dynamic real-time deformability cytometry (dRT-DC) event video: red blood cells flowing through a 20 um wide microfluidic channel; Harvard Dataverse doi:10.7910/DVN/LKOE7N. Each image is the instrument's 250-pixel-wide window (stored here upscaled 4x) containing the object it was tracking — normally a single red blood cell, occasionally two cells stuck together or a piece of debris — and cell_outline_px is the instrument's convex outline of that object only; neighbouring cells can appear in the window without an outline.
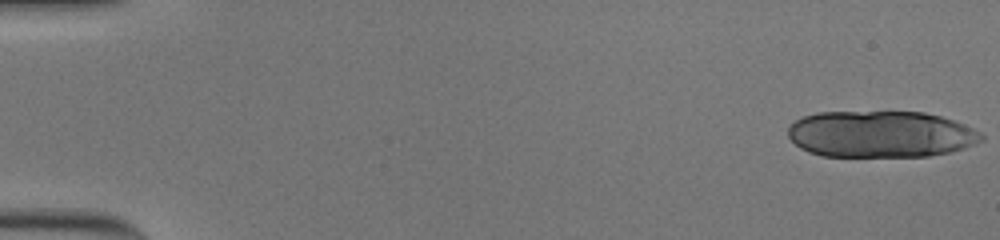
{"species": "human", "species_latin": "Homo sapiens", "temperature_condition": "cold", "stored_images_in_passage": 18, "camera_frame_rate_fps": 3000, "um_per_image_px": 0.085, "donor": {"sex": "male"}, "frame": {"image": 1, "passage_image": 1, "time_ms": 0.0, "image_size_px": [1000, 240], "cell_outline_px": [[984, 140], [976, 144], [964, 148], [948, 152], [928, 156], [820, 156], [808, 152], [800, 148], [788, 136], [788, 128], [796, 120], [804, 116], [820, 112], [924, 112], [940, 116], [964, 124], [980, 132], [984, 136]], "centroid_in_image_um": [74.87, 11.41], "position_along_channel_um": 10.1, "area_um2": 52.54}}
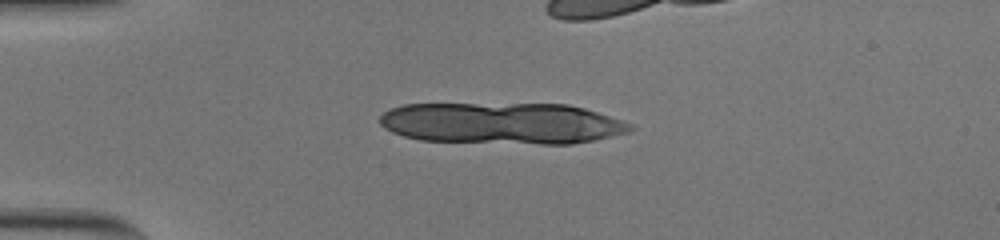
{"frame": {"image": 2, "passage_image": 14, "time_ms": 4.333, "image_size_px": [1000, 240], "cell_outline_px": [[636, 128], [628, 132], [592, 140], [572, 144], [540, 144], [420, 140], [404, 136], [392, 132], [384, 128], [380, 124], [380, 116], [384, 112], [392, 108], [404, 104], [568, 104], [584, 108], [632, 124]], "centroid_in_image_um": [42.66, 10.48], "position_along_channel_um": 42.3, "area_um2": 60.34}}